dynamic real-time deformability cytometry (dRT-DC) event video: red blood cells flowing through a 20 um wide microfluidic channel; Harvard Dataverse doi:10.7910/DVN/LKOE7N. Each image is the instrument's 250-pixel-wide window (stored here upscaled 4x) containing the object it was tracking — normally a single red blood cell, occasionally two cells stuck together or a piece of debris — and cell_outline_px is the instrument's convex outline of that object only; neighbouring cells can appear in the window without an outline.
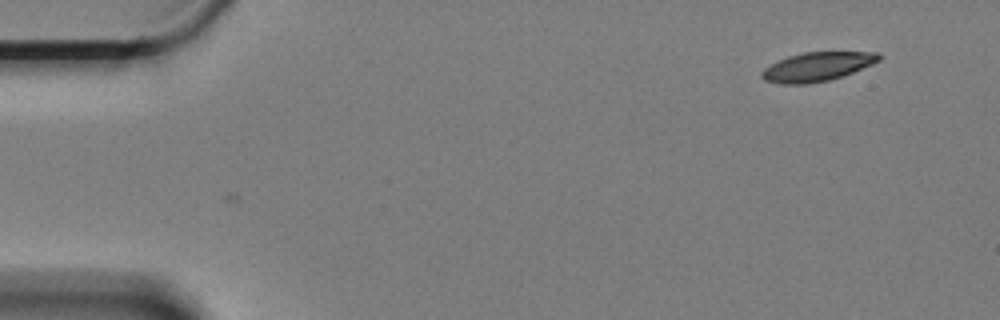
{"species": "Egyptian fruit bat (a non-hibernating species)", "species_latin": "Rousettus aegyptiacus", "temperature_condition": "cold", "stored_images_in_passage": 6, "camera_frame_rate_fps": 3000, "um_per_image_px": 0.085, "animal": {"sex": "female"}, "frame": {"image": 1, "passage_image": 6, "time_ms": 1.667, "image_size_px": [1000, 320], "cell_outline_px": [[884, 56], [880, 60], [872, 64], [852, 72], [828, 80], [808, 84], [784, 84], [764, 80], [760, 76], [760, 72], [764, 68], [788, 56], [804, 52], [880, 52]], "centroid_in_image_um": [69.47, 5.66], "position_along_channel_um": 15.5, "area_um2": 19.65}}